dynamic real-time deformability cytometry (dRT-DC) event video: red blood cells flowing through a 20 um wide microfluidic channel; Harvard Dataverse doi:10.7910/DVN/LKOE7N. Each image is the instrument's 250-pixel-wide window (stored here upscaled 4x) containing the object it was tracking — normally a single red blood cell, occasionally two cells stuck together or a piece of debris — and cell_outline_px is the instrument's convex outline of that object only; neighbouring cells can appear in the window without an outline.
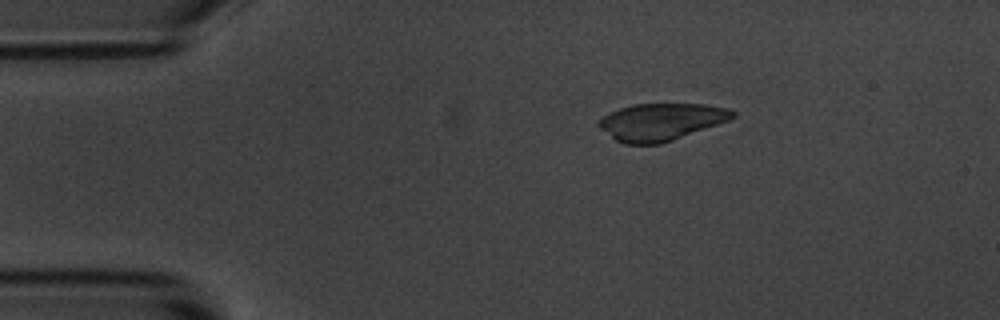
{"species": "common noctule bat (a hibernating species)", "species_latin": "Nyctalus noctula", "temperature_condition": "room temperature", "stored_images_in_passage": 2, "camera_frame_rate_fps": 3000, "um_per_image_px": 0.085, "animal": {"sex": "male", "body_mass_g": 20.1, "forearm_length_mm": 53.5}, "frame": {"image": 1, "passage_image": 1, "time_ms": 0.0, "image_size_px": [1000, 320], "cell_outline_px": [[736, 116], [728, 120], [672, 140], [660, 144], [624, 144], [616, 140], [600, 128], [596, 124], [596, 120], [620, 108], [632, 104], [708, 104], [728, 108], [736, 112]], "centroid_in_image_um": [56.18, 10.35], "position_along_channel_um": 28.8, "area_um2": 28.78}}